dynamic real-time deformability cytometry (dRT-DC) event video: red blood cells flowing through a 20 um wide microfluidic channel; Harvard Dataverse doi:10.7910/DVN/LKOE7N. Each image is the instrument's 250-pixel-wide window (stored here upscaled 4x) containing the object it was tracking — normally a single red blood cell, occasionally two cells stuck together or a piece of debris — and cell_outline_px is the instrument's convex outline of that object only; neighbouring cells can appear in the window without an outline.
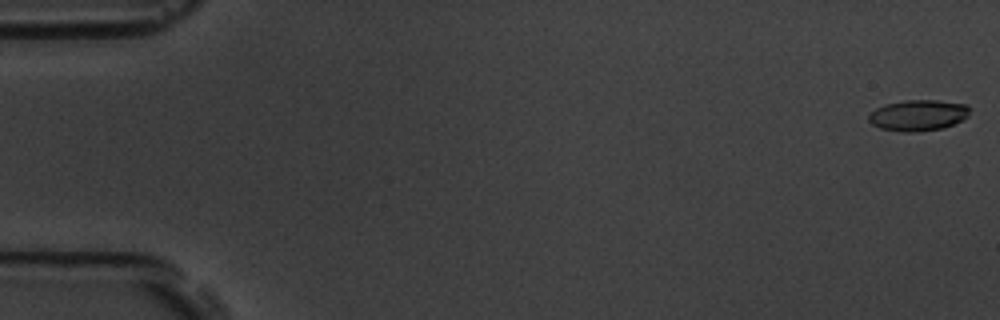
{"species": "common noctule bat (a hibernating species)", "species_latin": "Nyctalus noctula", "temperature_condition": "room temperature", "stored_images_in_passage": 5, "camera_frame_rate_fps": 3000, "um_per_image_px": 0.085, "animal": {"sex": "male", "body_mass_g": 19.5, "forearm_length_mm": 54.6}, "frame": {"image": 1, "passage_image": 1, "time_ms": 0.0, "image_size_px": [1000, 320], "cell_outline_px": [[972, 108], [968, 116], [944, 128], [916, 132], [904, 132], [880, 128], [872, 124], [868, 120], [868, 116], [876, 108], [884, 104], [904, 100], [936, 100], [968, 104]], "centroid_in_image_um": [78.06, 9.79], "position_along_channel_um": 6.9, "area_um2": 18.38}}
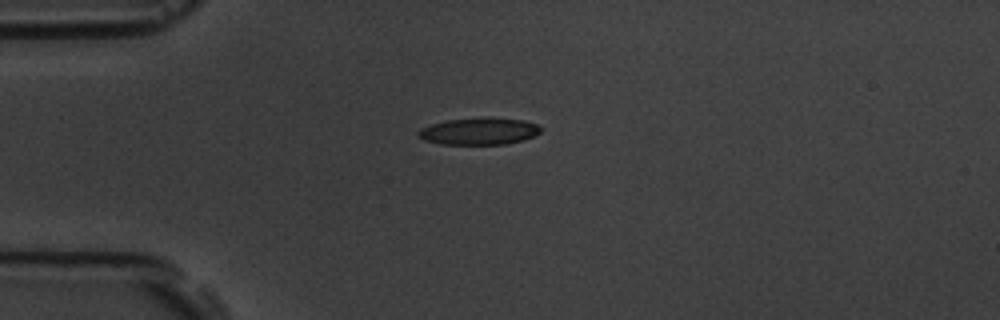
{"frame": {"image": 2, "passage_image": 5, "time_ms": 4.667, "image_size_px": [1000, 320], "cell_outline_px": [[544, 128], [540, 132], [524, 140], [504, 144], [440, 144], [424, 140], [416, 136], [416, 132], [420, 128], [432, 124], [448, 120], [484, 116], [492, 116], [524, 120], [536, 124]], "centroid_in_image_um": [40.72, 11.13], "position_along_channel_um": 44.3, "area_um2": 19.65}}